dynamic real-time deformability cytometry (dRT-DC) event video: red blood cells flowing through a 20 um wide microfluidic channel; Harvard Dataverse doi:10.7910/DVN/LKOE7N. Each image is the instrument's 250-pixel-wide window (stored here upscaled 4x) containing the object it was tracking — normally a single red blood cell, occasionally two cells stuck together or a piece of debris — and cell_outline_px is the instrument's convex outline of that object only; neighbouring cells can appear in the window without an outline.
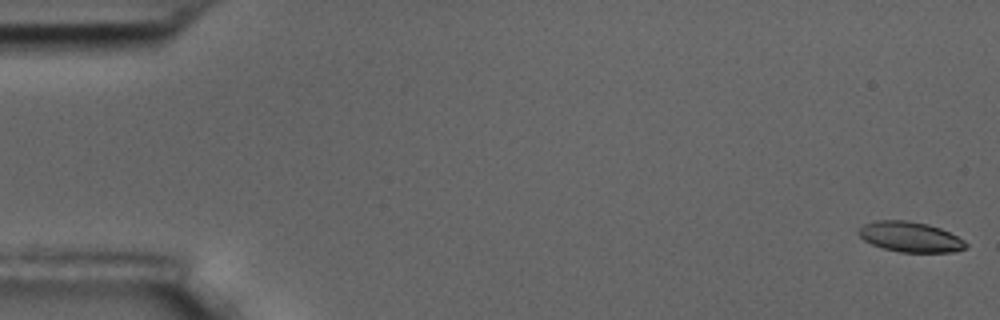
{"species": "common noctule bat (a hibernating species)", "species_latin": "Nyctalus noctula", "temperature_condition": "room temperature", "stored_images_in_passage": 56, "camera_frame_rate_fps": 3000, "um_per_image_px": 0.085, "animal": {"sex": "male", "body_mass_g": 17.5, "forearm_length_mm": 52.3}, "frame": {"image": 1, "passage_image": 1, "time_ms": 0.0, "image_size_px": [1000, 320], "cell_outline_px": [[968, 244], [964, 248], [952, 252], [900, 252], [884, 248], [872, 244], [864, 240], [860, 236], [860, 228], [864, 224], [876, 220], [908, 220], [928, 224], [940, 228], [964, 240]], "centroid_in_image_um": [77.37, 20.13], "position_along_channel_um": 7.6, "area_um2": 18.67}}
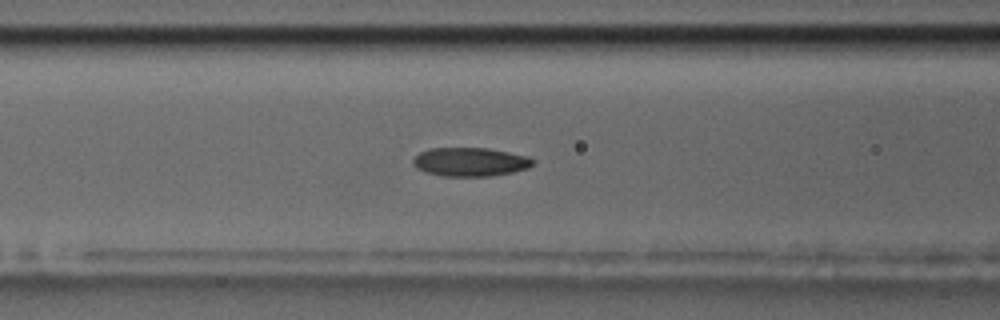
{"frame": {"image": 2, "passage_image": 23, "time_ms": 7.333, "image_size_px": [1000, 320], "cell_outline_px": [[536, 160], [528, 168], [512, 172], [492, 176], [444, 176], [424, 172], [416, 168], [412, 164], [412, 160], [420, 152], [428, 148], [488, 148], [528, 156]], "centroid_in_image_um": [39.95, 13.76], "position_along_channel_um": 126.7, "area_um2": 20.17}}
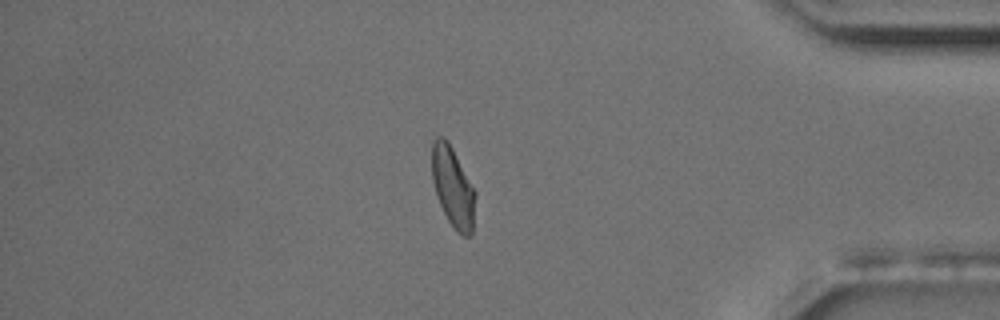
{"frame": {"image": 3, "passage_image": 48, "time_ms": 15.667, "image_size_px": [1000, 320], "cell_outline_px": [[476, 196], [472, 236], [464, 236], [456, 232], [448, 220], [440, 204], [432, 180], [432, 140], [436, 136], [444, 136], [448, 140], [476, 192]], "centroid_in_image_um": [38.5, 15.9], "position_along_channel_um": 396.7, "area_um2": 20.4}, "authors_computed_cell_mechanics": {"area_um2": 19.9988, "velocity_mm_per_s": 3.623, "shape_relaxation_time_tau1_ms": 5.795, "shape_relaxation_time_tau2_ms": 1.6705, "deformation_change_tau1": 0.1512, "deformation_change_tau2": 0.0718}}